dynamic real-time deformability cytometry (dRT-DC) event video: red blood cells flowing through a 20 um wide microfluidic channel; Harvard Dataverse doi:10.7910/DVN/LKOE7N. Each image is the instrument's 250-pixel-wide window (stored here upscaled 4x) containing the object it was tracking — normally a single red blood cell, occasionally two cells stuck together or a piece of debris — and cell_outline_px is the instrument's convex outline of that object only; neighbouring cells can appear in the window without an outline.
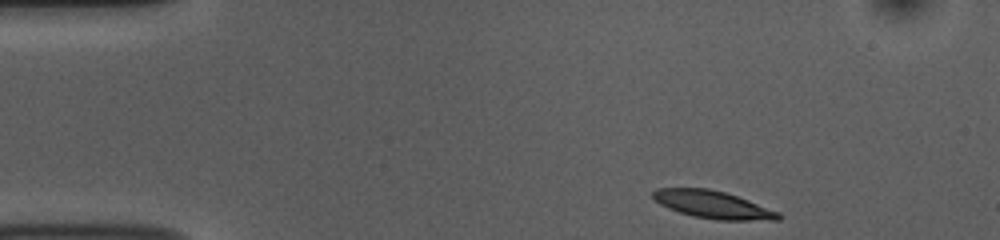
{"species": "common noctule bat (a hibernating species)", "species_latin": "Nyctalus noctula", "temperature_condition": "room temperature", "stored_images_in_passage": 47, "camera_frame_rate_fps": 3000, "um_per_image_px": 0.085, "animal": {"sex": "female", "body_mass_g": 10.0, "forearm_length_mm": 53.1}, "frame": {"image": 1, "passage_image": 1, "time_ms": 0.0, "image_size_px": [1000, 240], "cell_outline_px": [[784, 216], [780, 220], [716, 220], [692, 216], [668, 208], [660, 204], [652, 196], [652, 192], [656, 188], [708, 188], [724, 192], [748, 200], [780, 212]], "centroid_in_image_um": [60.62, 17.4], "position_along_channel_um": 24.4, "area_um2": 20.17}}
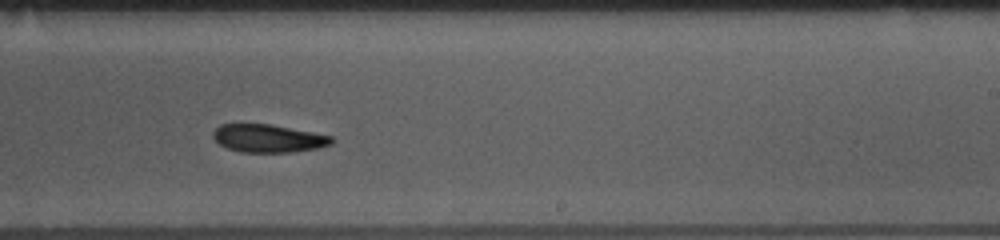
{"frame": {"image": 2, "passage_image": 26, "time_ms": 8.333, "image_size_px": [1000, 240], "cell_outline_px": [[336, 140], [332, 144], [316, 148], [292, 152], [240, 152], [228, 148], [220, 144], [212, 136], [212, 132], [220, 124], [272, 124], [332, 136]], "centroid_in_image_um": [22.81, 11.75], "position_along_channel_um": 266.2, "area_um2": 19.31}}
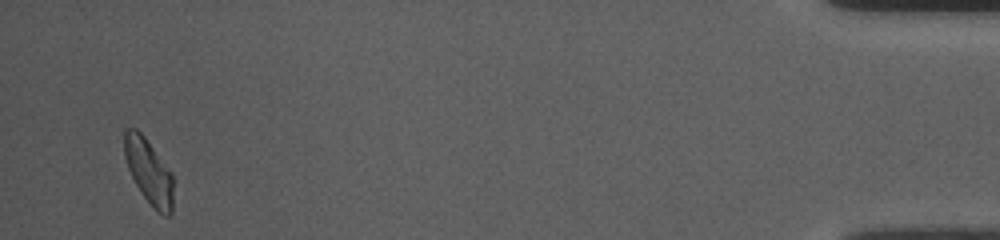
{"frame": {"image": 3, "passage_image": 45, "time_ms": 14.667, "image_size_px": [1000, 240], "cell_outline_px": [[172, 212], [168, 216], [164, 216], [140, 192], [128, 168], [124, 156], [124, 132], [128, 128], [136, 128], [144, 136], [172, 172]], "centroid_in_image_um": [12.64, 14.53], "position_along_channel_um": 422.6, "area_um2": 18.15}, "authors_computed_cell_mechanics": {"area_um2": 20.0566, "velocity_mm_per_s": 3.7251, "shape_relaxation_time_tau1_ms": 6.2169, "shape_relaxation_time_tau2_ms": null, "deformation_change_tau1": 0.16, "deformation_change_tau2": null}}